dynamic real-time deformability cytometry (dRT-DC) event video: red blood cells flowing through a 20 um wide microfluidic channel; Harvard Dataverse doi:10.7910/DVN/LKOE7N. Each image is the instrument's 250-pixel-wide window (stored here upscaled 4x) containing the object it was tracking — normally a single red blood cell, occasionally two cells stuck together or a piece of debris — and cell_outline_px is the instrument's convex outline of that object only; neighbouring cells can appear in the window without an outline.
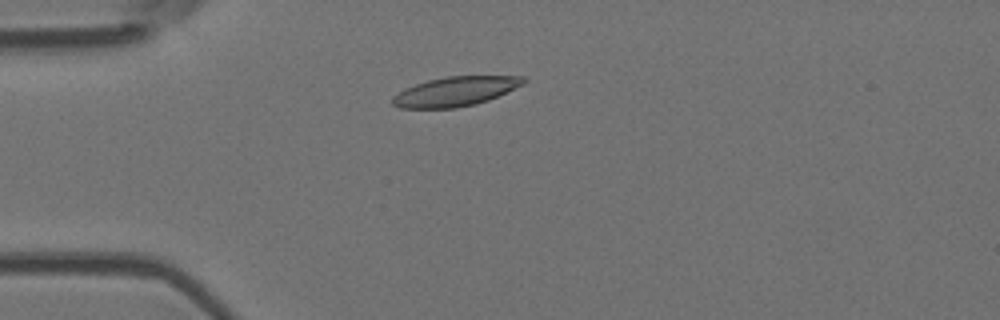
{"species": "Egyptian fruit bat (a non-hibernating species)", "species_latin": "Rousettus aegyptiacus", "temperature_condition": "room temperature", "stored_images_in_passage": 7, "camera_frame_rate_fps": 3000, "um_per_image_px": 0.085, "animal": {"sex": "female"}, "frame": {"image": 1, "passage_image": 3, "time_ms": 2.333, "image_size_px": [1000, 320], "cell_outline_px": [[528, 80], [524, 84], [488, 100], [476, 104], [456, 108], [400, 108], [392, 104], [392, 96], [416, 84], [428, 80], [444, 76], [524, 76]], "centroid_in_image_um": [38.73, 7.77], "position_along_channel_um": 46.3, "area_um2": 22.37}}
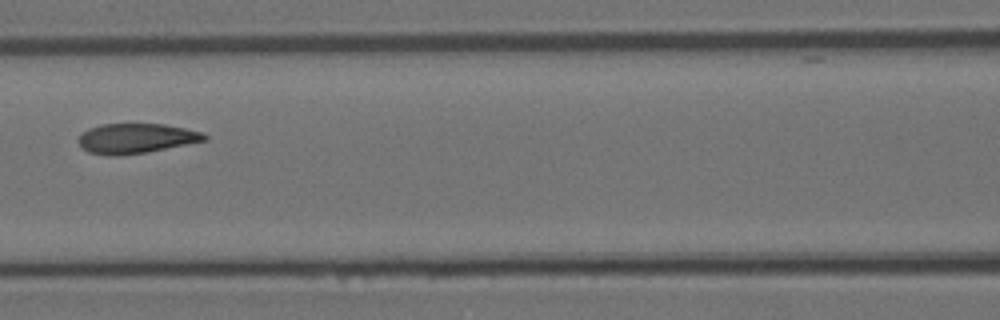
{"frame": {"image": 2, "passage_image": 6, "time_ms": 5.667, "image_size_px": [1000, 320], "cell_outline_px": [[208, 140], [148, 152], [120, 156], [108, 156], [88, 152], [80, 144], [80, 136], [88, 128], [100, 124], [164, 124], [204, 132], [208, 136]], "centroid_in_image_um": [11.61, 11.77], "position_along_channel_um": 155.0, "area_um2": 22.02}}
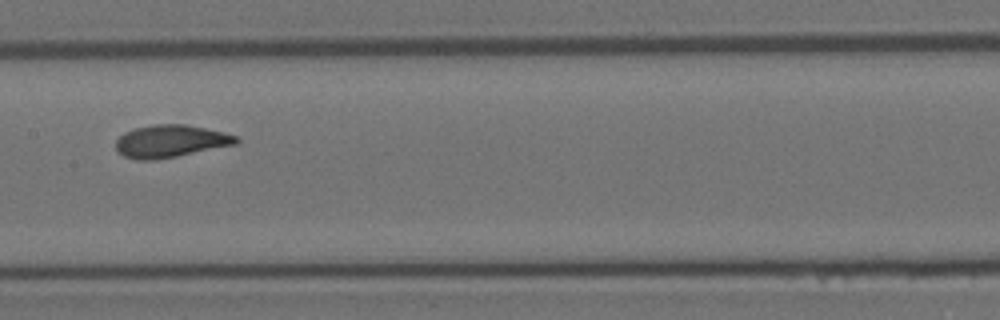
{"frame": {"image": 3, "passage_image": 7, "time_ms": 6.667, "image_size_px": [1000, 320], "cell_outline_px": [[240, 140], [236, 144], [176, 156], [152, 160], [136, 160], [124, 156], [116, 152], [116, 140], [124, 132], [136, 128], [152, 124], [184, 124], [224, 132], [236, 136]], "centroid_in_image_um": [14.46, 12.0], "position_along_channel_um": 192.9, "area_um2": 22.66}}